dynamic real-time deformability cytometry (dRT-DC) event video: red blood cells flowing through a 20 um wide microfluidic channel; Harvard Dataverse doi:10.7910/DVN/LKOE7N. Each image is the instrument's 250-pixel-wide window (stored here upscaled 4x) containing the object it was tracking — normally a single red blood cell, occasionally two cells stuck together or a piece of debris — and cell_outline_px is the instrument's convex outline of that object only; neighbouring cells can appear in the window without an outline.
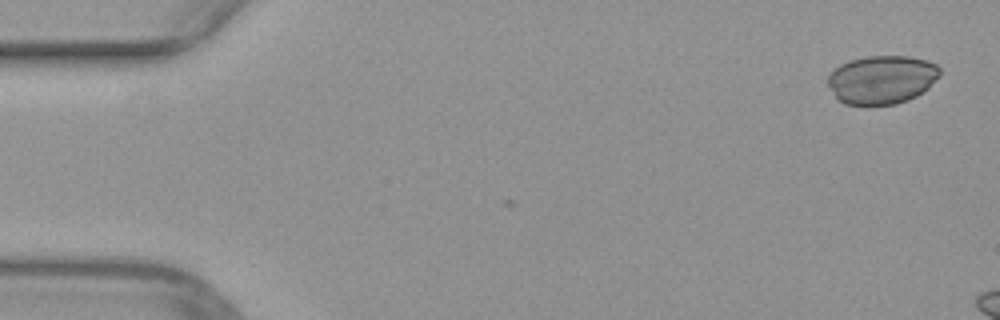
{"species": "common noctule bat (a hibernating species)", "species_latin": "Nyctalus noctula", "temperature_condition": "warm", "stored_images_in_passage": 2, "camera_frame_rate_fps": 3000, "um_per_image_px": 0.085, "animal": {"sex": "female", "body_mass_g": 29.2, "forearm_length_mm": 56.3}, "frame": {"image": 1, "passage_image": 2, "time_ms": 0.333, "image_size_px": [1000, 320], "cell_outline_px": [[940, 76], [928, 88], [916, 96], [908, 100], [896, 104], [868, 108], [844, 104], [836, 100], [828, 84], [828, 76], [840, 64], [848, 60], [868, 56], [908, 56], [928, 60], [936, 64], [940, 68]], "centroid_in_image_um": [74.94, 6.81], "position_along_channel_um": 10.1, "area_um2": 32.54}}